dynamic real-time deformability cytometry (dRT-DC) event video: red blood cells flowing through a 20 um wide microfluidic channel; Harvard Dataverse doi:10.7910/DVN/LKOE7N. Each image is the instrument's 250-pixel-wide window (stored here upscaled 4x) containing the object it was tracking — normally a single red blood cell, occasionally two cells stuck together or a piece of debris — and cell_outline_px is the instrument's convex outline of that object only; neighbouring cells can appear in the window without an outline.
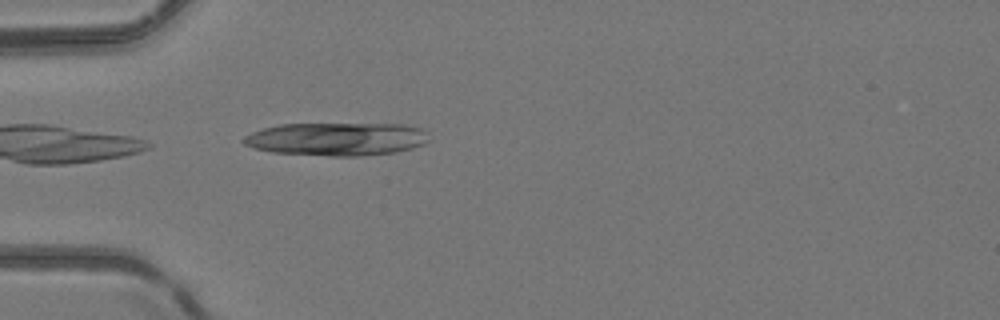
{"species": "common noctule bat (a hibernating species)", "species_latin": "Nyctalus noctula", "temperature_condition": "room temperature", "stored_images_in_passage": 35, "camera_frame_rate_fps": 3000, "um_per_image_px": 0.085, "animal": {"sex": "female", "body_mass_g": 24.6, "forearm_length_mm": 56.2}, "frame": {"image": 1, "passage_image": 1, "time_ms": 0.0, "image_size_px": [1000, 320], "cell_outline_px": [[428, 140], [424, 144], [412, 148], [396, 152], [356, 156], [332, 156], [272, 152], [256, 148], [244, 144], [240, 140], [244, 136], [252, 132], [264, 128], [280, 124], [404, 124], [424, 128]], "centroid_in_image_um": [28.63, 11.81], "position_along_channel_um": 56.4, "area_um2": 35.78}}